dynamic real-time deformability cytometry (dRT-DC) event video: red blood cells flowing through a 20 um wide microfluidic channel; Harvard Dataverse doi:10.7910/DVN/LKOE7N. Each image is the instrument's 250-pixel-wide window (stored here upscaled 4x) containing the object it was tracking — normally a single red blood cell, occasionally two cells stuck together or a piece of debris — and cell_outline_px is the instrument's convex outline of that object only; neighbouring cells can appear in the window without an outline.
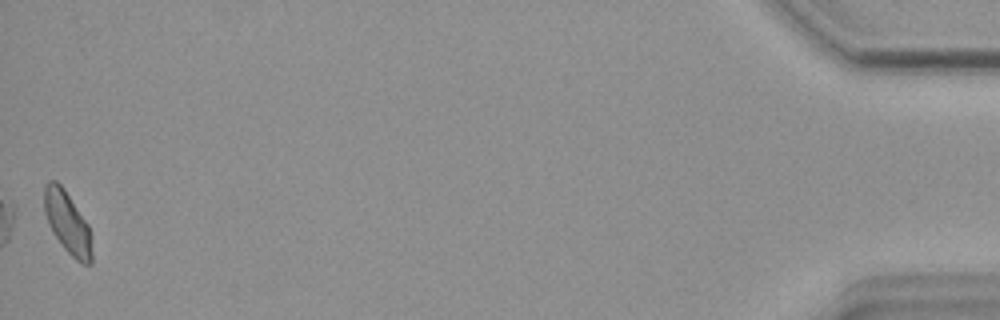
{"species": "common noctule bat (a hibernating species)", "species_latin": "Nyctalus noctula", "temperature_condition": "warm", "stored_images_in_passage": 44, "camera_frame_rate_fps": 3000, "um_per_image_px": 0.085, "animal": {"sex": "female", "body_mass_g": 18.4}, "frame": {"image": 1, "passage_image": 44, "time_ms": 14.333, "image_size_px": [1000, 320], "cell_outline_px": [[92, 264], [80, 264], [64, 248], [52, 232], [48, 224], [44, 212], [44, 184], [48, 180], [56, 180], [64, 188], [88, 224], [92, 236]], "centroid_in_image_um": [5.74, 18.93], "position_along_channel_um": 429.5, "area_um2": 17.51}, "authors_computed_cell_mechanics": {"area_um2": 17.629, "velocity_mm_per_s": 3.6977, "shape_relaxation_time_tau1_ms": null, "shape_relaxation_time_tau2_ms": 1.591, "deformation_change_tau1": null, "deformation_change_tau2": 0.041}}